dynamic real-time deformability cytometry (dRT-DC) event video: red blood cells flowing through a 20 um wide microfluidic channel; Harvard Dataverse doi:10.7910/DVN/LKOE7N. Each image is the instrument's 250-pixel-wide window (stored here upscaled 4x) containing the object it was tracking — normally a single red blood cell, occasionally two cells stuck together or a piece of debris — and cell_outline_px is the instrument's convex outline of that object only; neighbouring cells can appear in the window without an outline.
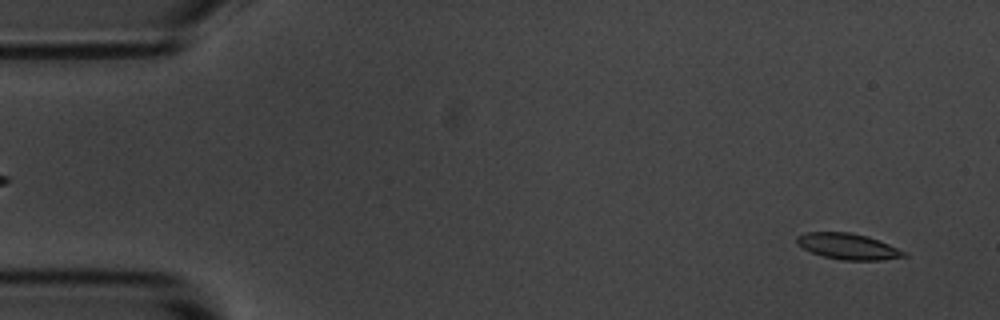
{"species": "common noctule bat (a hibernating species)", "species_latin": "Nyctalus noctula", "temperature_condition": "room temperature", "stored_images_in_passage": 5, "segment_of_instrument_passage": [2, 2], "camera_frame_rate_fps": 3000, "um_per_image_px": 0.085, "animal": {"sex": "male", "body_mass_g": 20.1, "forearm_length_mm": 53.5}, "frame": {"image": 1, "passage_image": 5, "time_ms": 4.667, "image_size_px": [1000, 320], "cell_outline_px": [[908, 256], [880, 260], [840, 260], [824, 256], [812, 252], [796, 244], [796, 236], [804, 232], [848, 232], [868, 236], [908, 252]], "centroid_in_image_um": [72.08, 20.94], "position_along_channel_um": 12.9, "area_um2": 16.24}}